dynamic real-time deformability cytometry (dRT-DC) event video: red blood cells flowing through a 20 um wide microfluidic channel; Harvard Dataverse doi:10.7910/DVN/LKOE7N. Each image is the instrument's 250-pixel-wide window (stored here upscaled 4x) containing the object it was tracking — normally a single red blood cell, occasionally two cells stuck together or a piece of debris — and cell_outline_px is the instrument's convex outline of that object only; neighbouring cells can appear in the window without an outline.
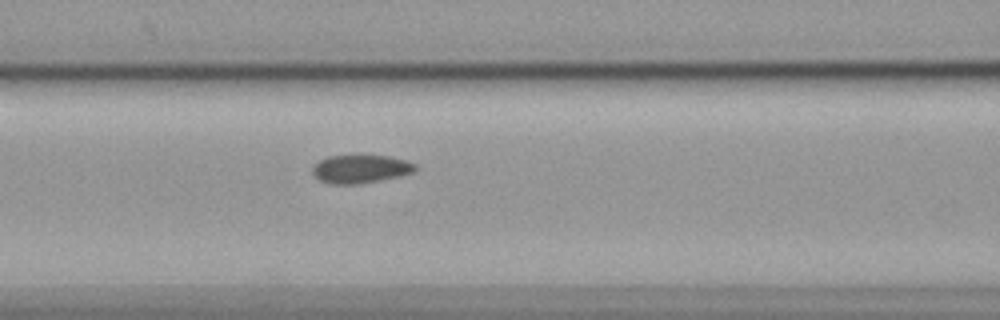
{"species": "common noctule bat (a hibernating species)", "species_latin": "Nyctalus noctula", "temperature_condition": "cold", "stored_images_in_passage": 40, "camera_frame_rate_fps": 3000, "um_per_image_px": 0.085, "animal": {"sex": "female", "body_mass_g": 19.9}, "frame": {"image": 1, "passage_image": 7, "time_ms": 2.0, "image_size_px": [1000, 320], "cell_outline_px": [[420, 168], [416, 172], [400, 176], [360, 184], [328, 184], [312, 176], [312, 164], [328, 156], [388, 156], [408, 160], [416, 164]], "centroid_in_image_um": [30.66, 14.37], "position_along_channel_um": 135.9, "area_um2": 17.28}}
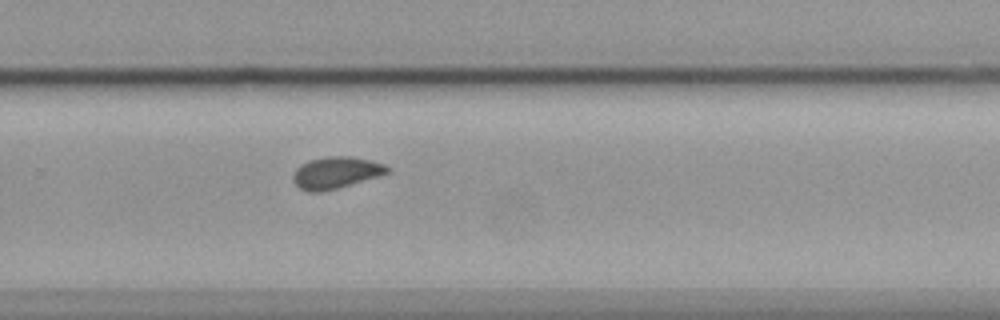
{"frame": {"image": 2, "passage_image": 21, "time_ms": 6.667, "image_size_px": [1000, 320], "cell_outline_px": [[392, 172], [336, 188], [320, 192], [308, 192], [300, 188], [292, 180], [292, 176], [296, 168], [300, 164], [308, 160], [328, 156], [352, 156], [372, 160], [384, 164]], "centroid_in_image_um": [28.53, 14.66], "position_along_channel_um": 301.3, "area_um2": 17.46}}
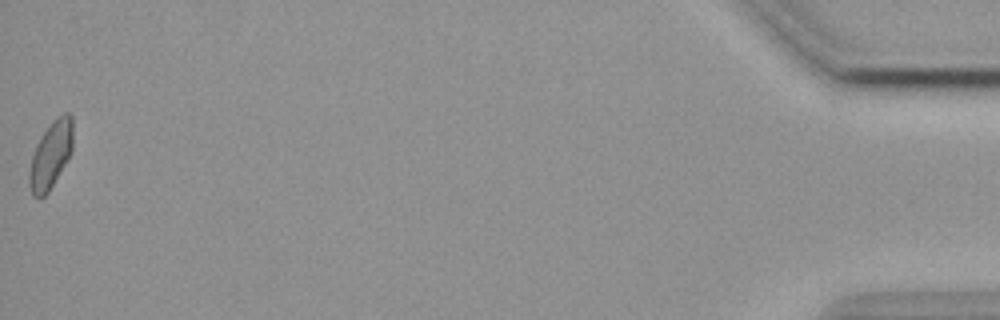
{"frame": {"image": 3, "passage_image": 40, "time_ms": 13.0, "image_size_px": [1000, 320], "cell_outline_px": [[72, 152], [48, 192], [40, 200], [32, 196], [28, 184], [28, 172], [32, 156], [36, 144], [52, 120], [56, 116], [64, 112], [68, 112], [72, 116]], "centroid_in_image_um": [4.29, 13.18], "position_along_channel_um": 430.9, "area_um2": 17.22}, "authors_computed_cell_mechanics": {"area_um2": 17.0799, "velocity_mm_per_s": 3.5572, "shape_relaxation_time_tau1_ms": null, "shape_relaxation_time_tau2_ms": 1.5973, "deformation_change_tau1": null, "deformation_change_tau2": 0.0438}}